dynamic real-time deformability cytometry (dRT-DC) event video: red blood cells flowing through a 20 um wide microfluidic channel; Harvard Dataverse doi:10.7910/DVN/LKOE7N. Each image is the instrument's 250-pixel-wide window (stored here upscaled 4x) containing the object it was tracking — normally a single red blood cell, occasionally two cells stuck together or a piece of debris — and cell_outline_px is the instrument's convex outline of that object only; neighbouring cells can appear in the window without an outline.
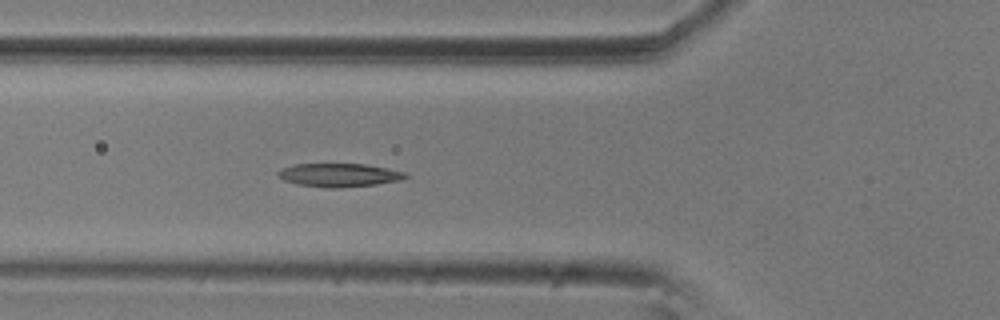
{"species": "common noctule bat (a hibernating species)", "species_latin": "Nyctalus noctula", "temperature_condition": "room temperature", "stored_images_in_passage": 4, "camera_frame_rate_fps": 3000, "um_per_image_px": 0.085, "animal": {"sex": "male", "body_mass_g": 20.5, "forearm_length_mm": 52.5}, "frame": {"image": 1, "passage_image": 3, "time_ms": 0.667, "image_size_px": [1000, 320], "cell_outline_px": [[408, 176], [400, 180], [376, 184], [340, 188], [328, 188], [296, 184], [284, 180], [276, 176], [276, 172], [280, 168], [292, 164], [364, 164], [408, 172]], "centroid_in_image_um": [28.77, 14.88], "position_along_channel_um": 97.0, "area_um2": 17.57}}